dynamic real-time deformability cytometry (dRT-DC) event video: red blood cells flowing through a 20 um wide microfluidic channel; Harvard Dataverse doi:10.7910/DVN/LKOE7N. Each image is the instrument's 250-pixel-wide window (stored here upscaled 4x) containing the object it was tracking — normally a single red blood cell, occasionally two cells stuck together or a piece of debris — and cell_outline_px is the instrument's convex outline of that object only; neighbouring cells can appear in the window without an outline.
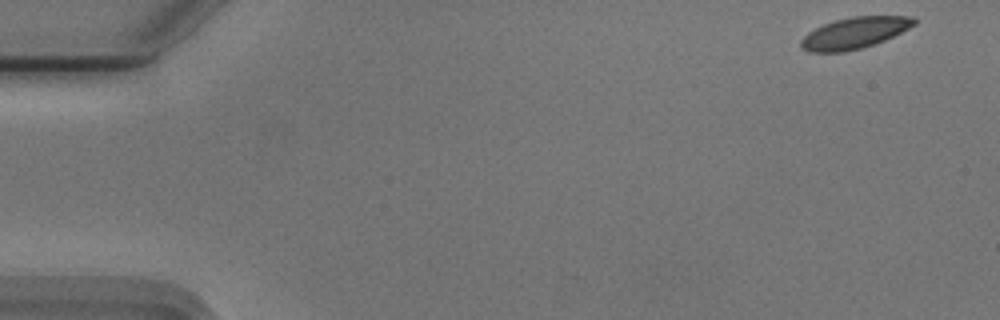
{"species": "Egyptian fruit bat (a non-hibernating species)", "species_latin": "Rousettus aegyptiacus", "temperature_condition": "cold", "stored_images_in_passage": 54, "camera_frame_rate_fps": 3000, "um_per_image_px": 0.085, "animal": {"sex": "male"}, "frame": {"image": 1, "passage_image": 1, "time_ms": 0.0, "image_size_px": [1000, 320], "cell_outline_px": [[916, 24], [884, 40], [860, 48], [844, 52], [808, 52], [800, 48], [800, 40], [808, 32], [824, 24], [836, 20], [852, 16], [916, 16]], "centroid_in_image_um": [72.61, 2.8], "position_along_channel_um": 12.4, "area_um2": 20.52}}
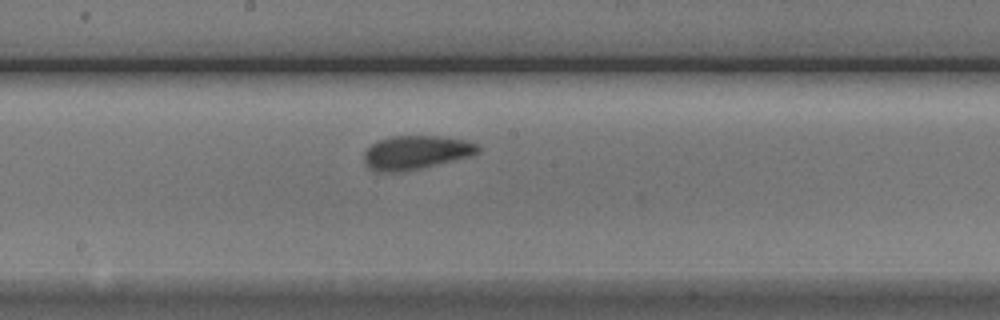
{"frame": {"image": 2, "passage_image": 28, "time_ms": 9.0, "image_size_px": [1000, 320], "cell_outline_px": [[480, 152], [468, 156], [452, 160], [416, 168], [396, 172], [376, 172], [368, 168], [364, 164], [364, 152], [376, 140], [392, 136], [440, 136], [464, 140], [480, 144]], "centroid_in_image_um": [35.31, 12.94], "position_along_channel_um": 212.9, "area_um2": 22.2}}
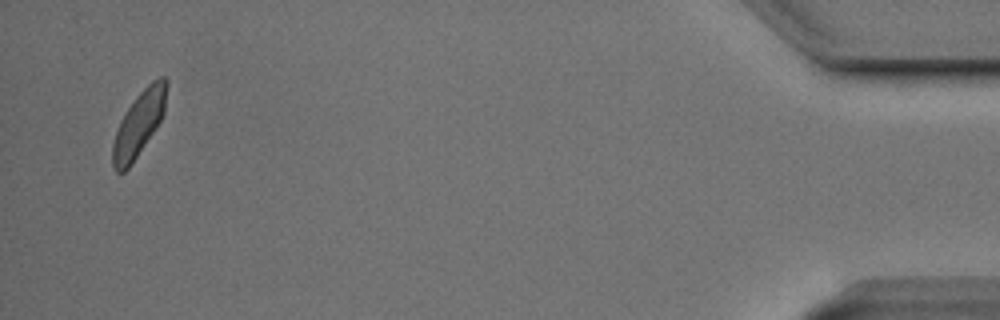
{"frame": {"image": 3, "passage_image": 52, "time_ms": 17.0, "image_size_px": [1000, 320], "cell_outline_px": [[168, 84], [164, 112], [156, 128], [132, 164], [124, 172], [116, 172], [112, 168], [112, 144], [120, 120], [124, 112], [136, 96], [152, 80], [160, 76], [164, 76], [168, 80]], "centroid_in_image_um": [11.8, 10.51], "position_along_channel_um": 423.4, "area_um2": 20.52}, "authors_computed_cell_mechanics": {"area_um2": 21.8773, "velocity_mm_per_s": 3.6874, "shape_relaxation_time_tau1_ms": 3.0002, "shape_relaxation_time_tau2_ms": 1.0794, "deformation_change_tau1": 0.1027, "deformation_change_tau2": 0.073}}